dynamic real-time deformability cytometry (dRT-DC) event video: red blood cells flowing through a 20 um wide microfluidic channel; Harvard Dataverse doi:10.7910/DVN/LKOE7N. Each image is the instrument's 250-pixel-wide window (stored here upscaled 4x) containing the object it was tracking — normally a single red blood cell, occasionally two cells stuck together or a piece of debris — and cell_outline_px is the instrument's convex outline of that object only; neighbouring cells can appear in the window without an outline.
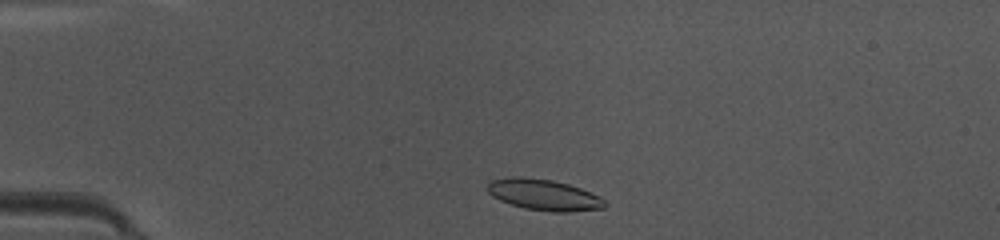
{"species": "common noctule bat (a hibernating species)", "species_latin": "Nyctalus noctula", "temperature_condition": "warm", "stored_images_in_passage": 40, "camera_frame_rate_fps": 3000, "um_per_image_px": 0.085, "animal": {"sex": "female", "body_mass_g": 10.0, "forearm_length_mm": 53.1}, "frame": {"image": 1, "passage_image": 3, "time_ms": 0.667, "image_size_px": [1000, 240], "cell_outline_px": [[608, 204], [604, 208], [568, 212], [552, 212], [524, 208], [500, 200], [492, 196], [488, 192], [488, 184], [492, 180], [512, 176], [520, 176], [552, 180], [568, 184], [580, 188], [600, 196]], "centroid_in_image_um": [46.25, 16.56], "position_along_channel_um": 38.8, "area_um2": 21.21}}
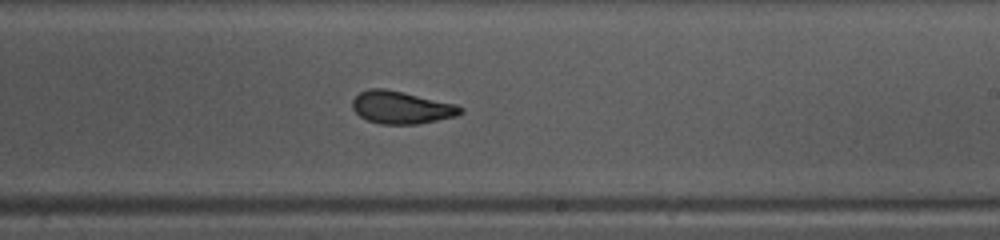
{"frame": {"image": 2, "passage_image": 21, "time_ms": 6.667, "image_size_px": [1000, 240], "cell_outline_px": [[464, 112], [456, 116], [416, 124], [380, 124], [368, 120], [360, 116], [352, 108], [352, 100], [360, 92], [368, 88], [384, 88], [404, 92], [456, 104], [464, 108]], "centroid_in_image_um": [34.12, 9.12], "position_along_channel_um": 254.9, "area_um2": 20.52}}
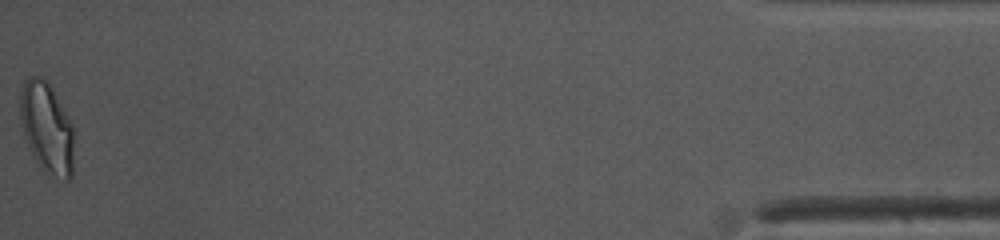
{"frame": {"image": 3, "passage_image": 40, "time_ms": 13.0, "image_size_px": [1000, 240], "cell_outline_px": [[72, 176], [68, 180], [64, 180], [48, 176], [44, 172], [36, 160], [24, 136], [20, 120], [20, 92], [28, 76], [44, 76], [48, 80], [64, 108], [72, 124]], "centroid_in_image_um": [3.97, 10.84], "position_along_channel_um": 431.2, "area_um2": 28.61}, "authors_computed_cell_mechanics": {"area_um2": 20.9236, "velocity_mm_per_s": 4.1663, "shape_relaxation_time_tau1_ms": 6.3541, "shape_relaxation_time_tau2_ms": 1.6054, "deformation_change_tau1": 0.186, "deformation_change_tau2": 0.0598}}